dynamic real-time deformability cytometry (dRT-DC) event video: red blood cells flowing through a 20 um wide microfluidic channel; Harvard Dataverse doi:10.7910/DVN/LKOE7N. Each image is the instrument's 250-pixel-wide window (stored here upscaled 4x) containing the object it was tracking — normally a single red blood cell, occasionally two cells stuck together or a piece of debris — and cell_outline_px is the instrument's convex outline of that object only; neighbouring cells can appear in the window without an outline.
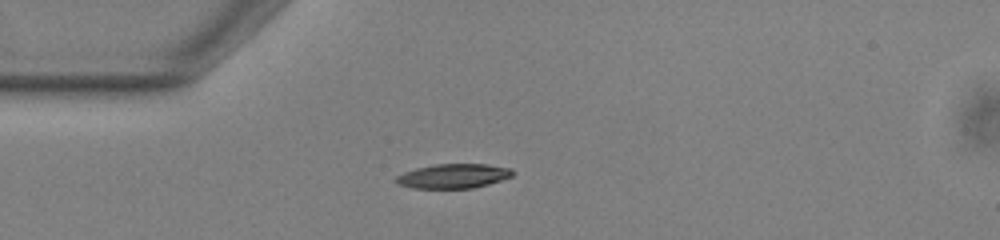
{"species": "common noctule bat (a hibernating species)", "species_latin": "Nyctalus noctula", "temperature_condition": "warm", "stored_images_in_passage": 40, "camera_frame_rate_fps": 3000, "um_per_image_px": 0.085, "animal": {"sex": "male", "body_mass_g": 13.0, "forearm_length_mm": 53.1}, "frame": {"image": 1, "passage_image": 1, "time_ms": 0.0, "image_size_px": [1000, 240], "cell_outline_px": [[516, 172], [512, 176], [488, 184], [472, 188], [412, 188], [396, 184], [396, 176], [404, 172], [416, 168], [436, 164], [488, 164], [512, 168]], "centroid_in_image_um": [38.55, 14.96], "position_along_channel_um": 46.5, "area_um2": 16.65}}
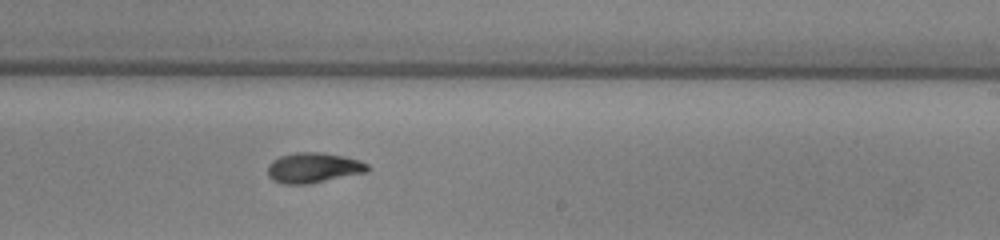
{"frame": {"image": 2, "passage_image": 19, "time_ms": 6.0, "image_size_px": [1000, 240], "cell_outline_px": [[368, 172], [308, 184], [284, 184], [272, 180], [268, 176], [268, 164], [272, 160], [280, 156], [296, 152], [316, 152], [344, 156], [360, 160], [368, 164]], "centroid_in_image_um": [26.63, 14.26], "position_along_channel_um": 262.4, "area_um2": 17.63}}
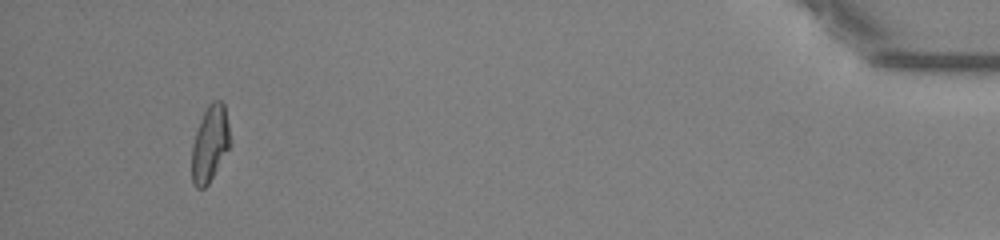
{"frame": {"image": 3, "passage_image": 37, "time_ms": 12.0, "image_size_px": [1000, 240], "cell_outline_px": [[232, 144], [208, 184], [204, 188], [196, 188], [192, 184], [192, 144], [200, 120], [208, 104], [212, 100], [220, 100], [224, 104]], "centroid_in_image_um": [17.85, 12.22], "position_along_channel_um": 417.3, "area_um2": 17.11}, "authors_computed_cell_mechanics": {"area_um2": 17.1377, "velocity_mm_per_s": 3.857, "shape_relaxation_time_tau1_ms": 4.7037, "shape_relaxation_time_tau2_ms": 3.0517, "deformation_change_tau1": 0.1719, "deformation_change_tau2": 0.0877}}